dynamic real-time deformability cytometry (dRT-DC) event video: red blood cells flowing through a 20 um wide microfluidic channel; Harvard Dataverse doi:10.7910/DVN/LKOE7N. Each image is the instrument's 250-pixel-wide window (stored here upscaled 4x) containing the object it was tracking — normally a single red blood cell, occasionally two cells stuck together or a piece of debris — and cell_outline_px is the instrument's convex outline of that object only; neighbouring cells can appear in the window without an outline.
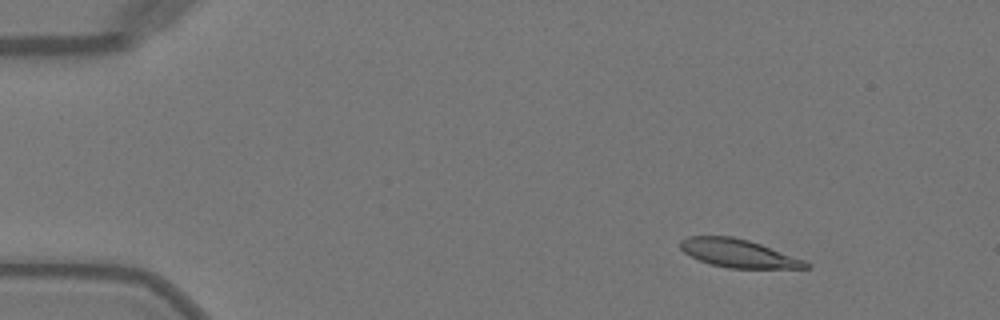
{"species": "Egyptian fruit bat (a non-hibernating species)", "species_latin": "Rousettus aegyptiacus", "temperature_condition": "warm", "stored_images_in_passage": 51, "camera_frame_rate_fps": 3000, "um_per_image_px": 0.085, "animal": {"sex": "female"}, "frame": {"image": 1, "passage_image": 7, "time_ms": 2.0, "image_size_px": [1000, 320], "cell_outline_px": [[812, 268], [728, 268], [708, 264], [684, 252], [680, 248], [680, 240], [688, 236], [732, 236], [748, 240], [760, 244], [804, 260], [812, 264]], "centroid_in_image_um": [62.75, 21.53], "position_along_channel_um": 22.2, "area_um2": 20.52}}
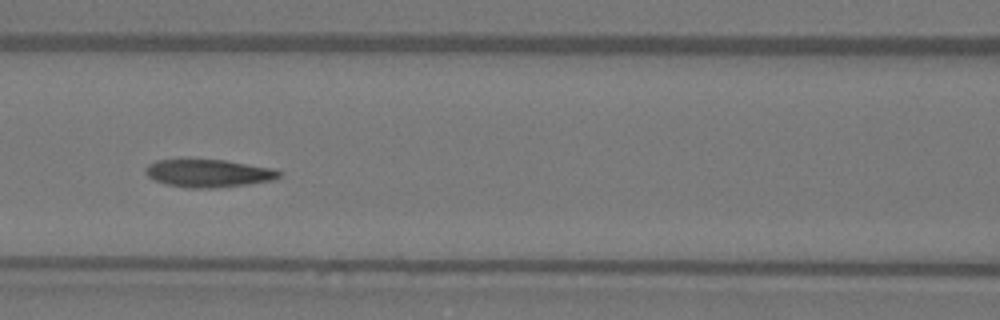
{"frame": {"image": 2, "passage_image": 23, "time_ms": 7.333, "image_size_px": [1000, 320], "cell_outline_px": [[284, 172], [280, 176], [272, 180], [248, 184], [212, 188], [192, 188], [168, 184], [156, 180], [148, 176], [144, 172], [144, 168], [148, 164], [156, 160], [224, 160], [272, 168]], "centroid_in_image_um": [17.73, 14.72], "position_along_channel_um": 148.9, "area_um2": 21.39}}
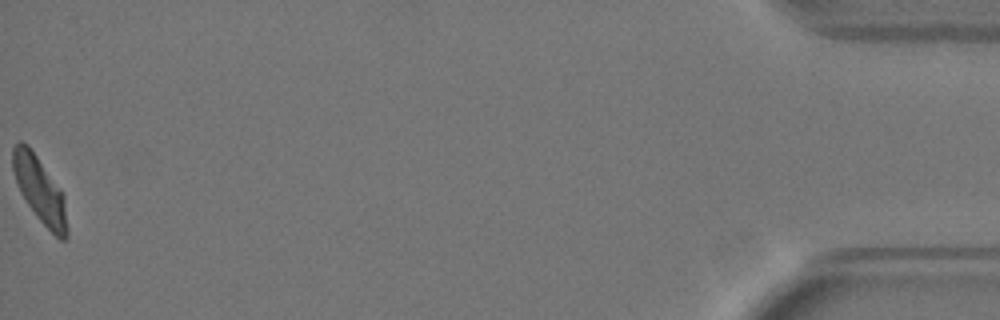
{"frame": {"image": 3, "passage_image": 51, "time_ms": 16.667, "image_size_px": [1000, 320], "cell_outline_px": [[68, 236], [64, 240], [60, 240], [36, 216], [20, 192], [12, 168], [12, 148], [20, 140], [28, 144], [60, 188], [64, 196], [68, 228]], "centroid_in_image_um": [3.39, 16.13], "position_along_channel_um": 431.8, "area_um2": 20.75}, "authors_computed_cell_mechanics": {"area_um2": 21.386, "velocity_mm_per_s": 4.0581, "shape_relaxation_time_tau1_ms": 4.3961, "shape_relaxation_time_tau2_ms": 2.2365, "deformation_change_tau1": 0.1816, "deformation_change_tau2": 0.0847}}